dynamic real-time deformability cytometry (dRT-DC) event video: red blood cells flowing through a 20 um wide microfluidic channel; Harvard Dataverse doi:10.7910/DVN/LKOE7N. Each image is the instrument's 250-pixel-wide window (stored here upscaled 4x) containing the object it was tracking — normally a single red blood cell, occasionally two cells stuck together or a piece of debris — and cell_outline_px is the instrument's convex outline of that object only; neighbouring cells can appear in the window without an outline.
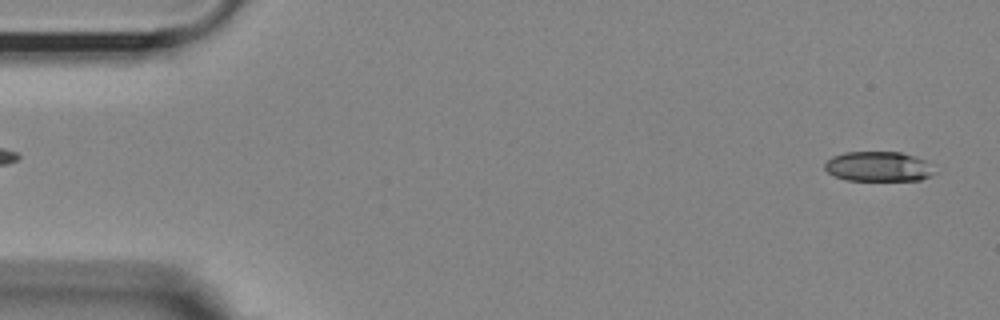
{"species": "Egyptian fruit bat (a non-hibernating species)", "species_latin": "Rousettus aegyptiacus", "temperature_condition": "room temperature", "stored_images_in_passage": 9, "camera_frame_rate_fps": 3000, "um_per_image_px": 0.085, "animal": {"sex": "female"}, "frame": {"image": 1, "passage_image": 2, "time_ms": 0.333, "image_size_px": [1000, 320], "cell_outline_px": [[936, 172], [920, 180], [844, 180], [828, 172], [824, 168], [824, 164], [832, 156], [844, 152], [900, 152], [924, 160]], "centroid_in_image_um": [74.62, 14.15], "position_along_channel_um": 10.4, "area_um2": 18.9}}